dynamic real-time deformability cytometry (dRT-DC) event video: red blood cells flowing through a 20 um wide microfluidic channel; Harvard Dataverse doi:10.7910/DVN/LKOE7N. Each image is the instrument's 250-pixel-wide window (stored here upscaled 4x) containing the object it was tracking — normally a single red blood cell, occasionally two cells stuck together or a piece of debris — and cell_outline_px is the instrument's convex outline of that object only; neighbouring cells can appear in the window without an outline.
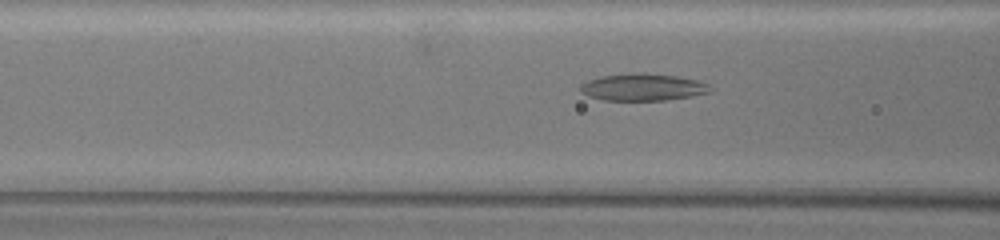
{"species": "common noctule bat (a hibernating species)", "species_latin": "Nyctalus noctula", "temperature_condition": "warm", "stored_images_in_passage": 10, "camera_frame_rate_fps": 3000, "um_per_image_px": 0.085, "animal": {"sex": "female", "body_mass_g": 19.5, "forearm_length_mm": 54.1}, "frame": {"image": 1, "passage_image": 7, "time_ms": 2.0, "image_size_px": [1000, 240], "cell_outline_px": [[712, 92], [692, 96], [668, 100], [604, 100], [588, 96], [580, 92], [580, 84], [588, 80], [600, 76], [676, 76], [696, 80], [708, 84]], "centroid_in_image_um": [54.64, 7.47], "position_along_channel_um": 112.0, "area_um2": 19.42}}